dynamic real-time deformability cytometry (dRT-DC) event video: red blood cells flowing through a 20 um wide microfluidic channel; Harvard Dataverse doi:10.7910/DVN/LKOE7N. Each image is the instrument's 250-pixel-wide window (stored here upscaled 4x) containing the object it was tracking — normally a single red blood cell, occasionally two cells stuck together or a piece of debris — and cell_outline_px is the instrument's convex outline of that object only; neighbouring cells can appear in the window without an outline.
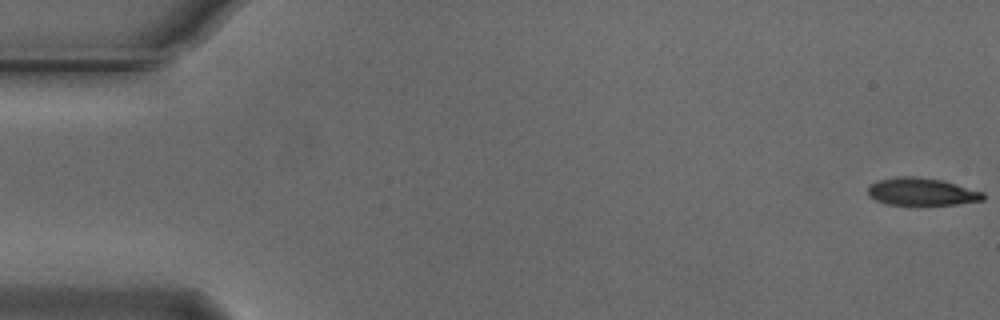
{"species": "Egyptian fruit bat (a non-hibernating species)", "species_latin": "Rousettus aegyptiacus", "temperature_condition": "cold", "stored_images_in_passage": 53, "camera_frame_rate_fps": 3000, "um_per_image_px": 0.085, "animal": {"sex": "male"}, "frame": {"image": 1, "passage_image": 1, "time_ms": 0.0, "image_size_px": [1000, 320], "cell_outline_px": [[984, 200], [956, 204], [884, 204], [868, 196], [868, 184], [876, 180], [896, 176], [916, 176], [944, 180], [984, 192]], "centroid_in_image_um": [78.31, 16.27], "position_along_channel_um": 6.7, "area_um2": 18.67}}
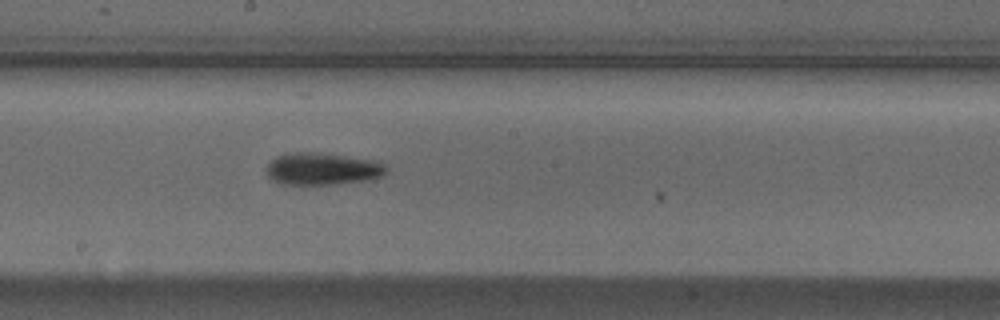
{"frame": {"image": 2, "passage_image": 30, "time_ms": 9.667, "image_size_px": [1000, 320], "cell_outline_px": [[388, 172], [380, 176], [368, 180], [336, 184], [280, 184], [272, 180], [264, 172], [264, 168], [276, 156], [288, 152], [312, 152], [380, 160], [388, 168]], "centroid_in_image_um": [27.39, 14.35], "position_along_channel_um": 220.8, "area_um2": 22.83}}
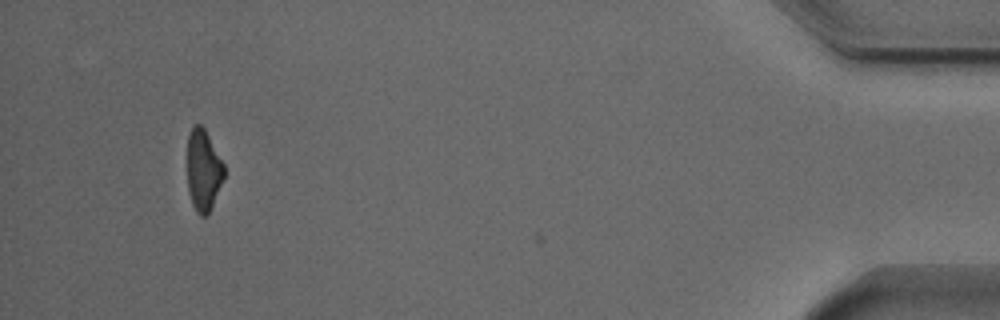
{"frame": {"image": 3, "passage_image": 52, "time_ms": 17.0, "image_size_px": [1000, 320], "cell_outline_px": [[224, 176], [212, 208], [208, 216], [200, 216], [196, 212], [192, 204], [188, 192], [188, 136], [192, 128], [196, 124], [200, 124], [204, 128], [224, 164]], "centroid_in_image_um": [17.29, 14.52], "position_along_channel_um": 417.9, "area_um2": 17.4}, "authors_computed_cell_mechanics": {"area_um2": 20.1722, "velocity_mm_per_s": 3.7355, "shape_relaxation_time_tau1_ms": 4.0975, "shape_relaxation_time_tau2_ms": null, "deformation_change_tau1": 0.1583, "deformation_change_tau2": null}}